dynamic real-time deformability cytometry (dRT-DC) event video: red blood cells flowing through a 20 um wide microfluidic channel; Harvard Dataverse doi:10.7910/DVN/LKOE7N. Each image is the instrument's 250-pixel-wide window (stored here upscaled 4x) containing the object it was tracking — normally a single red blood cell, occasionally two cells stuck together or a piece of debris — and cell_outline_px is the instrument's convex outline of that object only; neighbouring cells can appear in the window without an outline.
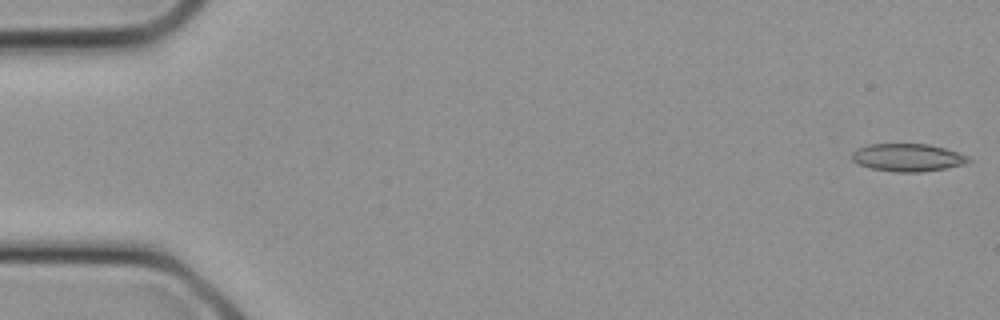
{"species": "common noctule bat (a hibernating species)", "species_latin": "Nyctalus noctula", "temperature_condition": "cold", "stored_images_in_passage": 16, "camera_frame_rate_fps": 3000, "um_per_image_px": 0.085, "animal": {"sex": "female", "body_mass_g": 21.9}, "frame": {"image": 1, "passage_image": 1, "time_ms": 0.0, "image_size_px": [1000, 320], "cell_outline_px": [[972, 160], [964, 164], [948, 168], [920, 172], [896, 172], [872, 168], [860, 164], [852, 160], [852, 152], [856, 148], [868, 144], [928, 144], [944, 148], [968, 156]], "centroid_in_image_um": [77.15, 13.39], "position_along_channel_um": 7.8, "area_um2": 18.79}}
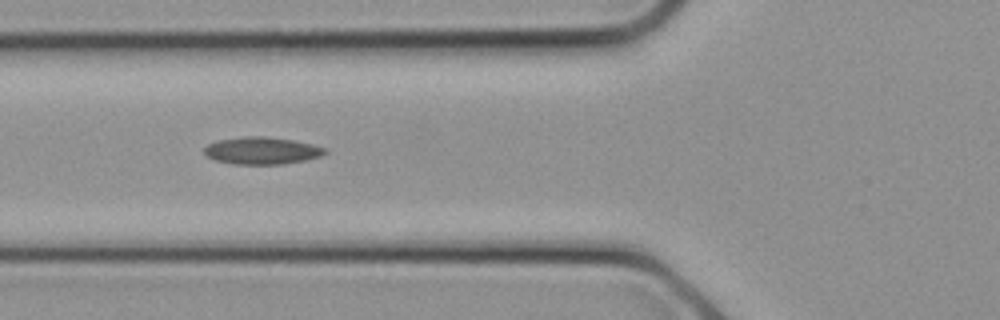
{"frame": {"image": 2, "passage_image": 10, "time_ms": 3.0, "image_size_px": [1000, 320], "cell_outline_px": [[328, 152], [320, 156], [304, 160], [284, 164], [232, 164], [216, 160], [208, 156], [204, 152], [204, 148], [208, 144], [216, 140], [244, 136], [264, 136], [292, 140], [312, 144], [328, 148]], "centroid_in_image_um": [22.26, 12.8], "position_along_channel_um": 103.5, "area_um2": 19.19}}
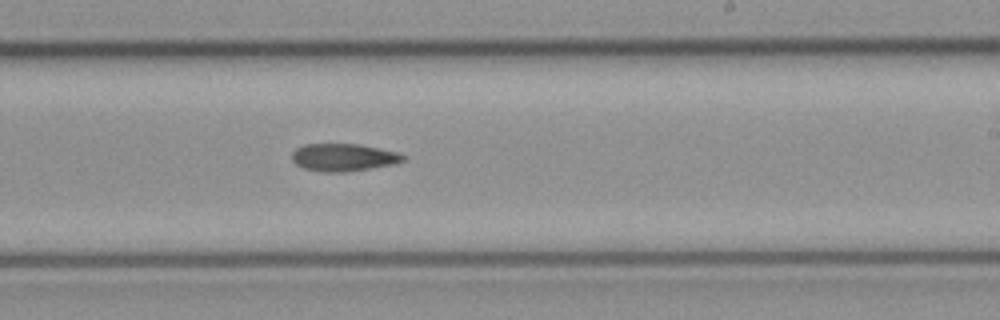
{"frame": {"image": 3, "passage_image": 16, "time_ms": 5.0, "image_size_px": [1000, 320], "cell_outline_px": [[408, 160], [396, 164], [372, 168], [344, 172], [320, 172], [304, 168], [296, 164], [292, 160], [292, 152], [296, 148], [304, 144], [360, 144], [400, 152]], "centroid_in_image_um": [29.24, 13.38], "position_along_channel_um": 259.8, "area_um2": 18.15}}